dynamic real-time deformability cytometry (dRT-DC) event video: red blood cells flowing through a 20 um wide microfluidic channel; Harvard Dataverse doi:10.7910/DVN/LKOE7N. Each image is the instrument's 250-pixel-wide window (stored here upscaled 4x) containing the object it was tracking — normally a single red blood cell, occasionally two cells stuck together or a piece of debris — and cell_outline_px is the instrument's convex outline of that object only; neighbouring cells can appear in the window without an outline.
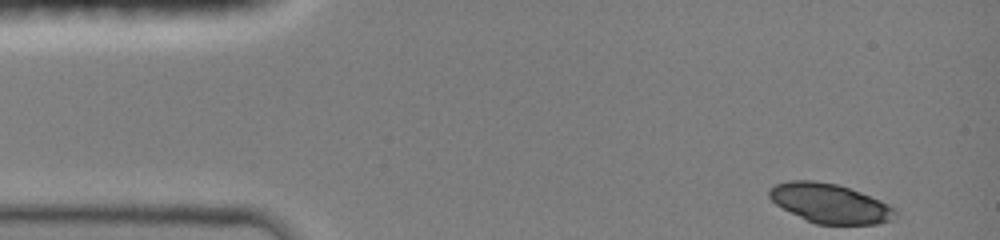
{"species": "common noctule bat (a hibernating species)", "species_latin": "Nyctalus noctula", "temperature_condition": "room temperature", "stored_images_in_passage": 16, "camera_frame_rate_fps": 3000, "um_per_image_px": 0.085, "animal": {"sex": "female", "body_mass_g": 19.0, "forearm_length_mm": 51.5}, "frame": {"image": 1, "passage_image": 1, "time_ms": 0.0, "image_size_px": [1000, 240], "cell_outline_px": [[900, 216], [896, 220], [876, 224], [816, 224], [776, 204], [768, 196], [768, 188], [776, 184], [788, 180], [812, 180], [836, 184], [860, 192], [880, 200], [896, 208]], "centroid_in_image_um": [70.61, 17.29], "position_along_channel_um": 14.4, "area_um2": 28.96}}